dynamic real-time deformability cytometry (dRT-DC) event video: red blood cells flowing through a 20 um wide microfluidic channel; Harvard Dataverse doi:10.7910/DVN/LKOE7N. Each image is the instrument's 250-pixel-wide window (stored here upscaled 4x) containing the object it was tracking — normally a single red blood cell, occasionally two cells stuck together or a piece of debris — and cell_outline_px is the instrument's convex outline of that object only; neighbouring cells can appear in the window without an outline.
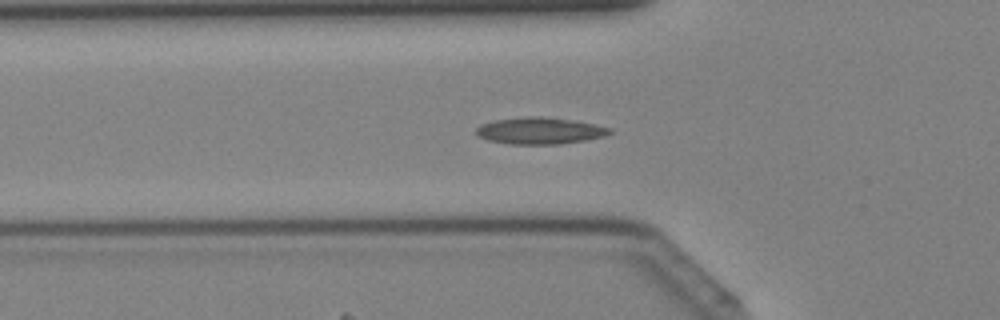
{"species": "Egyptian fruit bat (a non-hibernating species)", "species_latin": "Rousettus aegyptiacus", "temperature_condition": "cold", "stored_images_in_passage": 41, "camera_frame_rate_fps": 3000, "um_per_image_px": 0.085, "animal": {"sex": "female"}, "frame": {"image": 1, "passage_image": 14, "time_ms": 4.333, "image_size_px": [1000, 320], "cell_outline_px": [[612, 132], [604, 136], [584, 140], [560, 144], [508, 144], [488, 140], [476, 136], [476, 128], [480, 124], [492, 120], [524, 116], [540, 116], [576, 120], [612, 128]], "centroid_in_image_um": [45.85, 11.1], "position_along_channel_um": 80.0, "area_um2": 21.04}}
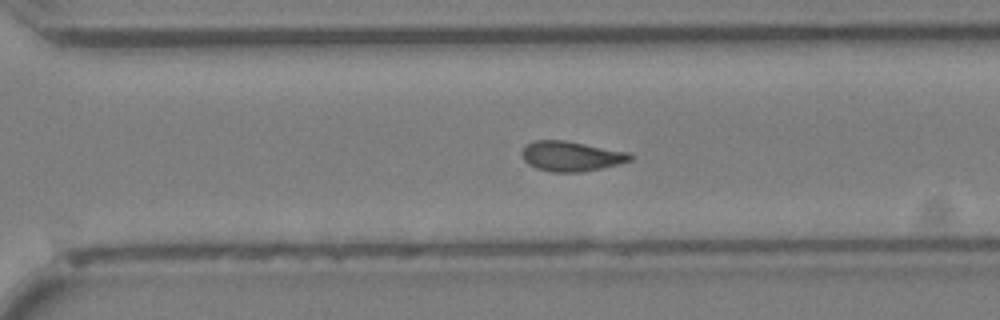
{"frame": {"image": 2, "passage_image": 29, "time_ms": 9.333, "image_size_px": [1000, 320], "cell_outline_px": [[632, 160], [600, 168], [580, 172], [552, 172], [536, 168], [528, 164], [524, 160], [520, 152], [532, 140], [564, 140], [628, 152], [632, 156]], "centroid_in_image_um": [48.5, 13.27], "position_along_channel_um": 322.1, "area_um2": 18.73}}
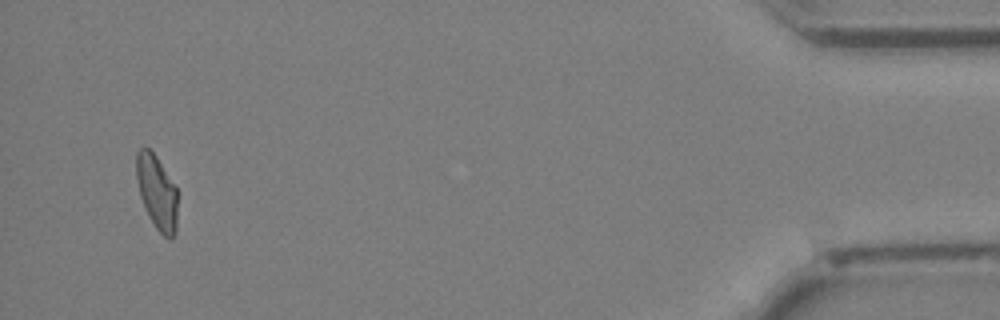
{"frame": {"image": 3, "passage_image": 40, "time_ms": 13.0, "image_size_px": [1000, 320], "cell_outline_px": [[176, 232], [172, 236], [164, 236], [156, 228], [140, 196], [136, 180], [136, 152], [144, 144], [156, 156], [176, 188]], "centroid_in_image_um": [13.3, 16.26], "position_along_channel_um": 421.9, "area_um2": 17.34}}